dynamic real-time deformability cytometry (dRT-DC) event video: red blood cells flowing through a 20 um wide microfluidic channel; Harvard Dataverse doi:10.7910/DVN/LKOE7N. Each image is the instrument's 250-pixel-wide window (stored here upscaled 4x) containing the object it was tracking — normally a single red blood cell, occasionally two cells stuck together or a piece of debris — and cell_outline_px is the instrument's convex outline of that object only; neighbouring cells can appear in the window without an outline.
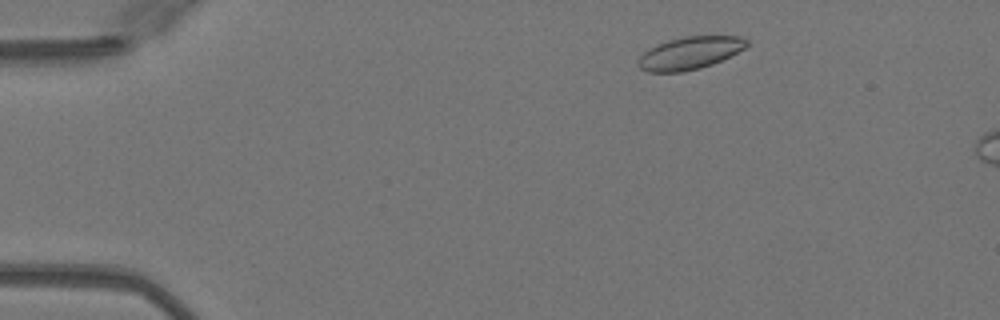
{"species": "Egyptian fruit bat (a non-hibernating species)", "species_latin": "Rousettus aegyptiacus", "temperature_condition": "warm", "stored_images_in_passage": 47, "segment_of_instrument_passage": [1, 2], "camera_frame_rate_fps": 3000, "um_per_image_px": 0.085, "animal": {"sex": "female"}, "frame": {"image": 1, "passage_image": 4, "time_ms": 1.0, "image_size_px": [1000, 320], "cell_outline_px": [[748, 44], [744, 48], [712, 64], [700, 68], [684, 72], [648, 72], [640, 68], [636, 64], [636, 60], [648, 48], [656, 44], [668, 40], [684, 36], [740, 36], [748, 40]], "centroid_in_image_um": [58.57, 4.51], "position_along_channel_um": 26.4, "area_um2": 20.63}}
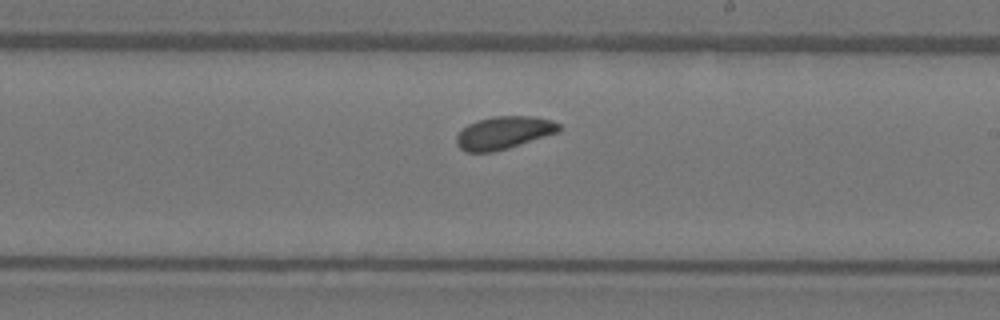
{"frame": {"image": 2, "passage_image": 26, "time_ms": 8.333, "image_size_px": [1000, 320], "cell_outline_px": [[560, 132], [508, 148], [492, 152], [468, 152], [460, 148], [456, 144], [456, 136], [468, 124], [476, 120], [492, 116], [532, 116], [552, 120], [560, 124]], "centroid_in_image_um": [42.83, 11.27], "position_along_channel_um": 246.2, "area_um2": 19.59}}
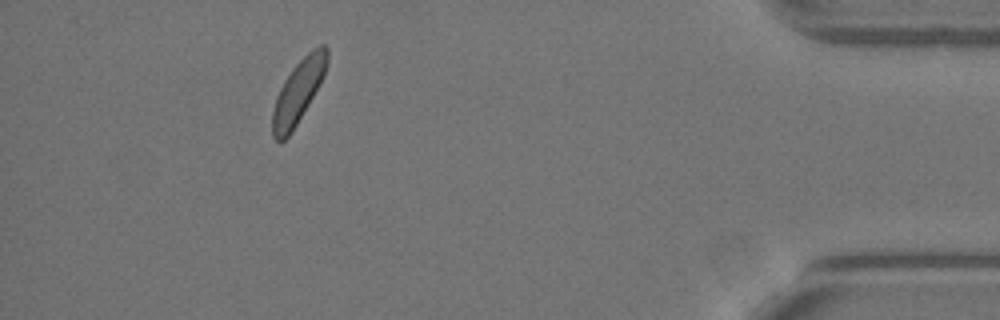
{"frame": {"image": 3, "passage_image": 42, "time_ms": 13.667, "image_size_px": [1000, 320], "cell_outline_px": [[328, 60], [324, 76], [292, 132], [280, 144], [272, 136], [272, 112], [276, 96], [284, 80], [292, 68], [312, 48], [320, 44], [324, 44], [328, 48]], "centroid_in_image_um": [25.34, 7.78], "position_along_channel_um": 409.9, "area_um2": 20.06}}